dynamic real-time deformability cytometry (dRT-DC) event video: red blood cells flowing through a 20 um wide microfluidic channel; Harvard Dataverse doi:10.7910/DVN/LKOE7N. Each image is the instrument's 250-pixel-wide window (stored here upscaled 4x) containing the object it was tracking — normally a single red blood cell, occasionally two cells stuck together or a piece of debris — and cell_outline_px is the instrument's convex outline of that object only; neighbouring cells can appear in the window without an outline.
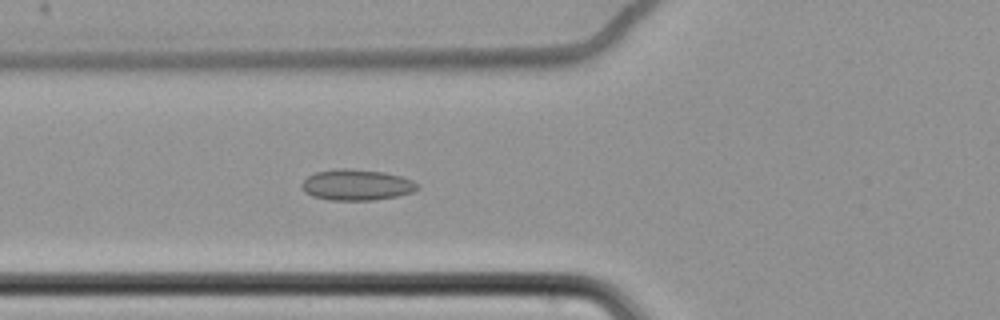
{"species": "common noctule bat (a hibernating species)", "species_latin": "Nyctalus noctula", "temperature_condition": "cold", "stored_images_in_passage": 57, "camera_frame_rate_fps": 3000, "um_per_image_px": 0.085, "animal": {"sex": "female", "body_mass_g": 22.7, "forearm_length_mm": 54.2}, "frame": {"image": 1, "passage_image": 20, "time_ms": 6.333, "image_size_px": [1000, 320], "cell_outline_px": [[420, 184], [412, 192], [396, 196], [372, 200], [328, 200], [312, 196], [304, 192], [300, 188], [300, 184], [308, 176], [316, 172], [336, 168], [348, 168], [384, 172], [400, 176], [412, 180]], "centroid_in_image_um": [30.26, 15.71], "position_along_channel_um": 95.5, "area_um2": 20.92}}
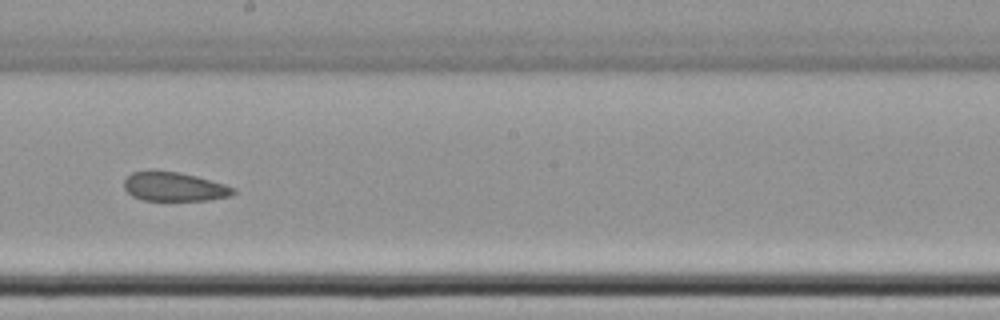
{"frame": {"image": 2, "passage_image": 32, "time_ms": 10.333, "image_size_px": [1000, 320], "cell_outline_px": [[236, 192], [232, 196], [208, 200], [144, 200], [132, 196], [124, 188], [124, 180], [132, 172], [148, 168], [152, 168], [180, 172], [196, 176], [224, 184], [236, 188]], "centroid_in_image_um": [14.78, 15.83], "position_along_channel_um": 233.4, "area_um2": 18.96}}
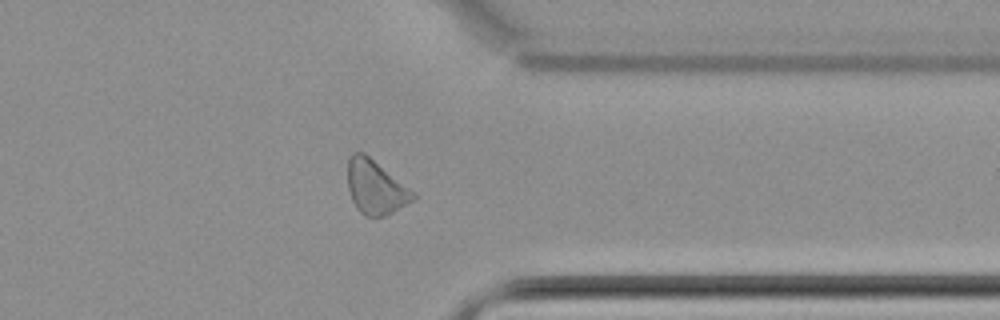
{"frame": {"image": 3, "passage_image": 45, "time_ms": 14.667, "image_size_px": [1000, 320], "cell_outline_px": [[416, 196], [412, 200], [388, 216], [364, 216], [356, 208], [352, 200], [348, 188], [348, 160], [352, 152], [364, 152], [416, 192]], "centroid_in_image_um": [31.92, 15.91], "position_along_channel_um": 379.5, "area_um2": 20.69}, "authors_computed_cell_mechanics": {"area_um2": 20.9236, "velocity_mm_per_s": 3.4545, "shape_relaxation_time_tau1_ms": null, "shape_relaxation_time_tau2_ms": 3.6031, "deformation_change_tau1": null, "deformation_change_tau2": 0.0925}}